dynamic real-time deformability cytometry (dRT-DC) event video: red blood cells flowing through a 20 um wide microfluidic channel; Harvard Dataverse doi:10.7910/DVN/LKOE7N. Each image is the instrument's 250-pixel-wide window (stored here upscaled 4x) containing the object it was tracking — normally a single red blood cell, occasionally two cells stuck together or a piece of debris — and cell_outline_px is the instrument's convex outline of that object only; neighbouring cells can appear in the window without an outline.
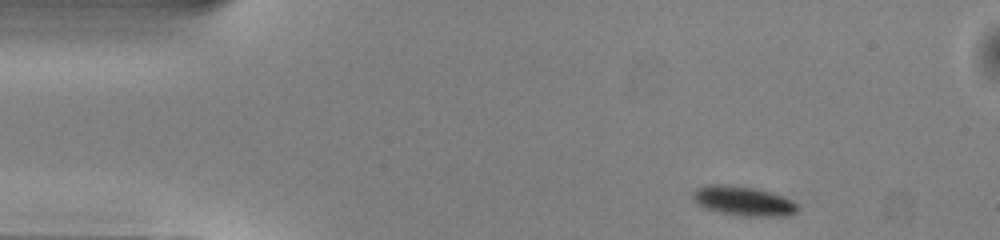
{"species": "common noctule bat (a hibernating species)", "species_latin": "Nyctalus noctula", "temperature_condition": "warm", "stored_images_in_passage": 45, "camera_frame_rate_fps": 3000, "um_per_image_px": 0.085, "animal": {"sex": "male", "body_mass_g": 13.0, "forearm_length_mm": 53.1}, "frame": {"image": 1, "passage_image": 1, "time_ms": 0.0, "image_size_px": [1000, 240], "cell_outline_px": [[800, 208], [796, 212], [788, 216], [740, 216], [720, 212], [704, 208], [696, 204], [692, 196], [692, 192], [696, 188], [708, 184], [720, 184], [752, 188], [772, 192], [792, 200]], "centroid_in_image_um": [63.17, 17.09], "position_along_channel_um": 21.8, "area_um2": 18.09}}
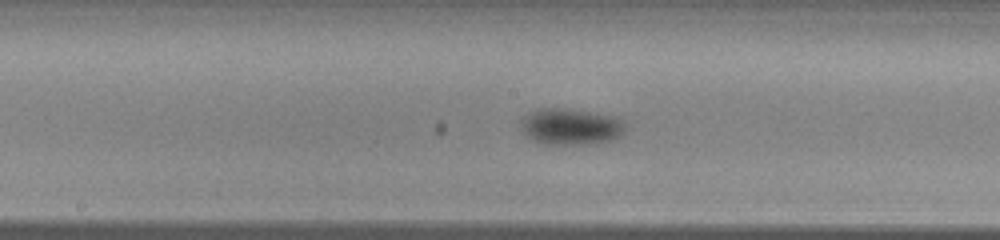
{"frame": {"image": 2, "passage_image": 20, "time_ms": 6.333, "image_size_px": [1000, 240], "cell_outline_px": [[624, 132], [612, 140], [584, 144], [540, 144], [532, 140], [520, 128], [520, 120], [524, 116], [540, 108], [564, 108], [612, 116], [624, 120]], "centroid_in_image_um": [48.47, 10.77], "position_along_channel_um": 199.7, "area_um2": 21.96}}
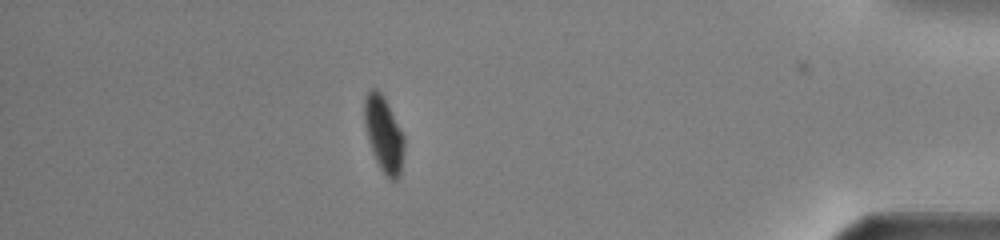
{"frame": {"image": 3, "passage_image": 39, "time_ms": 12.667, "image_size_px": [1000, 240], "cell_outline_px": [[404, 148], [400, 176], [396, 180], [392, 180], [380, 168], [372, 152], [368, 140], [364, 124], [364, 96], [372, 88], [376, 88], [384, 96], [404, 136]], "centroid_in_image_um": [32.61, 11.38], "position_along_channel_um": 402.6, "area_um2": 17.46}, "authors_computed_cell_mechanics": {"area_um2": 19.1896, "velocity_mm_per_s": 4.0005, "shape_relaxation_time_tau1_ms": 2.3075, "shape_relaxation_time_tau2_ms": null, "deformation_change_tau1": 0.1041, "deformation_change_tau2": null}}